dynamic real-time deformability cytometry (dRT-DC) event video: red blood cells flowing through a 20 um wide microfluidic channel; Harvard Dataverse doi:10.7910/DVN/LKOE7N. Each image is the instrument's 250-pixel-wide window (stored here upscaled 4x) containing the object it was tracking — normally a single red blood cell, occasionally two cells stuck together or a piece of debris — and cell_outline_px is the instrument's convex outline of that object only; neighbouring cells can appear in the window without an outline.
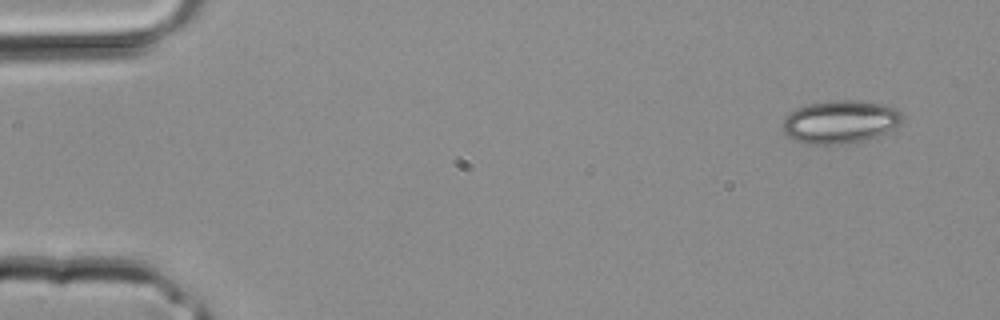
{"species": "common noctule bat (a hibernating species)", "species_latin": "Nyctalus noctula", "temperature_condition": "room temperature", "stored_images_in_passage": 4, "camera_frame_rate_fps": 3000, "um_per_image_px": 0.085, "animal": {"sex": "male", "body_mass_g": 20.4}, "frame": {"image": 1, "passage_image": 1, "time_ms": 0.0, "image_size_px": [1000, 320], "cell_outline_px": [[904, 120], [900, 124], [868, 140], [848, 144], [804, 144], [792, 140], [784, 132], [784, 120], [788, 112], [796, 108], [808, 104], [836, 100], [856, 100], [884, 104], [896, 108], [904, 116]], "centroid_in_image_um": [71.42, 10.36], "position_along_channel_um": 13.6, "area_um2": 30.23}}